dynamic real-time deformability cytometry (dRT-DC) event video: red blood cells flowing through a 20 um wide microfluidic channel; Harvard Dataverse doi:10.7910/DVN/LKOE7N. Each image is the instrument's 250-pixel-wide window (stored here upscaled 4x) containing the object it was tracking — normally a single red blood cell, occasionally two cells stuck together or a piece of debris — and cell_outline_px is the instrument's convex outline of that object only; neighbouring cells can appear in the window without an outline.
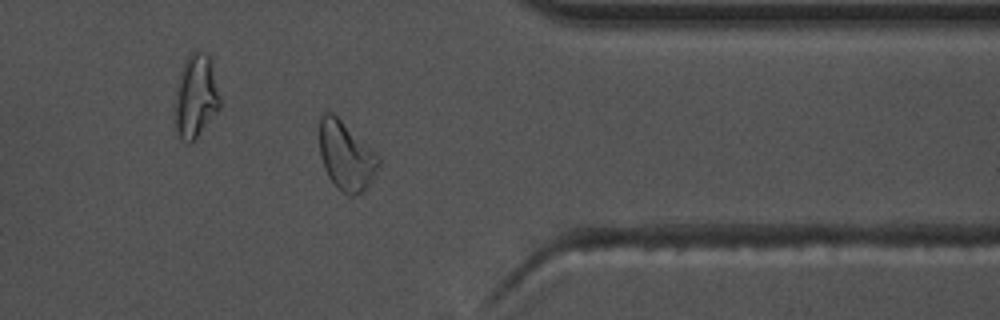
{"species": "common noctule bat (a hibernating species)", "species_latin": "Nyctalus noctula", "temperature_condition": "warm", "stored_images_in_passage": 41, "camera_frame_rate_fps": 3000, "um_per_image_px": 0.085, "animal": {"sex": "male", "body_mass_g": 17.5, "forearm_length_mm": 52.3}, "frame": {"image": 1, "passage_image": 30, "time_ms": 9.667, "image_size_px": [1000, 320], "cell_outline_px": [[380, 164], [364, 192], [352, 196], [348, 196], [336, 188], [328, 176], [324, 168], [320, 156], [320, 116], [324, 112], [332, 112], [376, 152], [380, 156]], "centroid_in_image_um": [29.41, 13.27], "position_along_channel_um": 382.0, "area_um2": 23.7}}
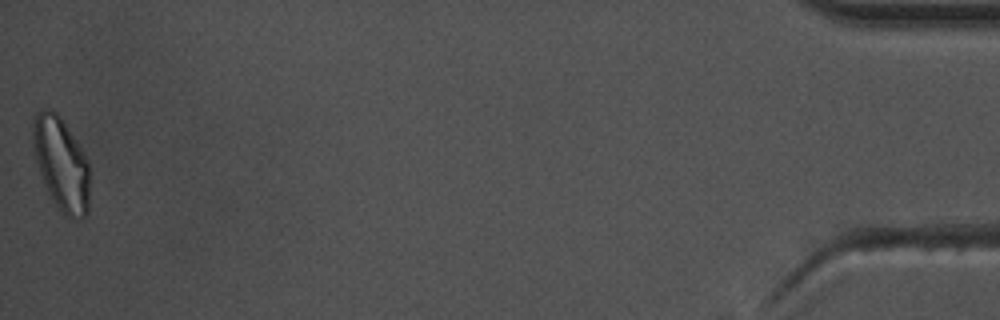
{"frame": {"image": 2, "passage_image": 41, "time_ms": 13.333, "image_size_px": [1000, 320], "cell_outline_px": [[88, 216], [80, 220], [64, 216], [52, 200], [44, 184], [36, 160], [32, 144], [32, 120], [36, 112], [44, 108], [52, 108], [60, 116], [88, 160]], "centroid_in_image_um": [5.18, 13.93], "position_along_channel_um": 430.0, "area_um2": 30.92}, "authors_computed_cell_mechanics": {"area_um2": 20.519, "velocity_mm_per_s": 3.6697, "shape_relaxation_time_tau1_ms": 5.5268, "shape_relaxation_time_tau2_ms": 2.8034, "deformation_change_tau1": 0.1599, "deformation_change_tau2": 0.1077}}